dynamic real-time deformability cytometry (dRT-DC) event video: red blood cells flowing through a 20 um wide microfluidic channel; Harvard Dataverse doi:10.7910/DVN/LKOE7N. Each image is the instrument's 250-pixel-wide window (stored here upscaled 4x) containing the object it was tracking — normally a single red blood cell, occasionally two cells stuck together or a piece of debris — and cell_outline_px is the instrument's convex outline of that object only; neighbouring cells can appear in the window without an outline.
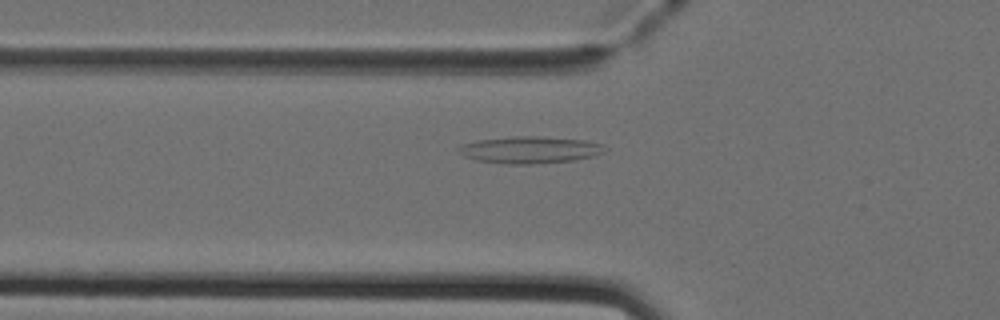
{"species": "Egyptian fruit bat (a non-hibernating species)", "species_latin": "Rousettus aegyptiacus", "temperature_condition": "cold", "stored_images_in_passage": 44, "camera_frame_rate_fps": 3000, "um_per_image_px": 0.085, "animal": {"sex": "female"}, "frame": {"image": 1, "passage_image": 13, "time_ms": 4.0, "image_size_px": [1000, 320], "cell_outline_px": [[584, 156], [564, 160], [488, 160], [488, 140], [572, 140], [584, 144]], "centroid_in_image_um": [45.44, 12.74], "position_along_channel_um": 80.4, "area_um2": 13.41}}
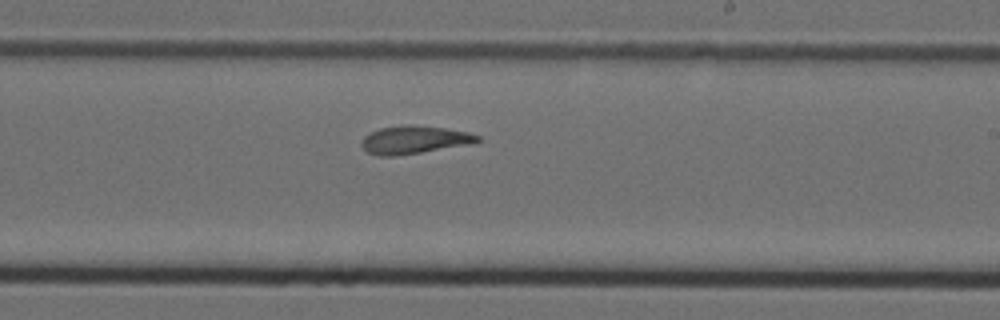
{"frame": {"image": 2, "passage_image": 26, "time_ms": 8.333, "image_size_px": [1000, 320], "cell_outline_px": [[480, 140], [416, 152], [368, 152], [364, 148], [364, 140], [372, 132], [384, 128], [440, 128], [460, 132], [476, 136]], "centroid_in_image_um": [35.19, 11.87], "position_along_channel_um": 253.8, "area_um2": 15.37}}
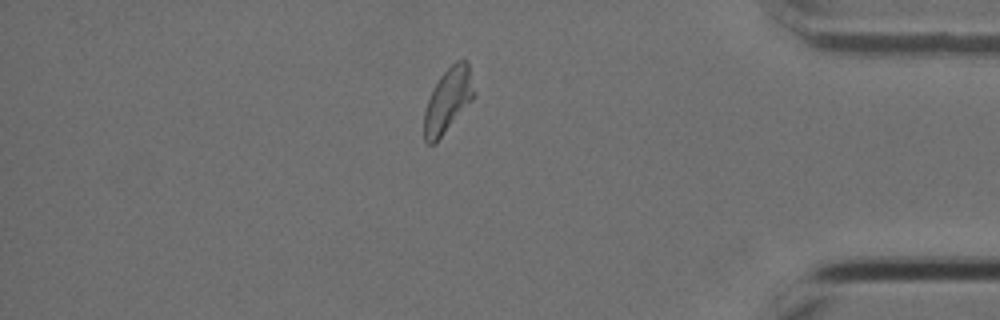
{"frame": {"image": 3, "passage_image": 39, "time_ms": 12.667, "image_size_px": [1000, 320], "cell_outline_px": [[472, 96], [440, 136], [432, 144], [428, 144], [424, 136], [424, 116], [432, 92], [436, 84], [444, 72], [452, 64], [464, 60], [468, 68], [472, 92]], "centroid_in_image_um": [38.0, 8.53], "position_along_channel_um": 397.2, "area_um2": 16.59}}